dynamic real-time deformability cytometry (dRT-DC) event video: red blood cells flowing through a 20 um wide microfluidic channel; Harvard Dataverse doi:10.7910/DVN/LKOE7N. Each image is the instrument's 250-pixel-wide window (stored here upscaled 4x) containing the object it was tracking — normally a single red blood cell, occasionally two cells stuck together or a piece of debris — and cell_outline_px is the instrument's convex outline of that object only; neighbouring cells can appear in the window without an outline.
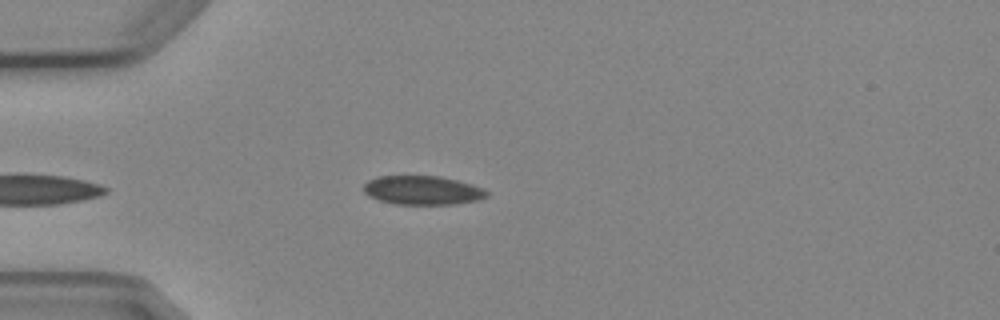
{"species": "Egyptian fruit bat (a non-hibernating species)", "species_latin": "Rousettus aegyptiacus", "temperature_condition": "cold", "stored_images_in_passage": 5, "camera_frame_rate_fps": 3000, "um_per_image_px": 0.085, "animal": {"sex": "female"}, "frame": {"image": 1, "passage_image": 5, "time_ms": 4.667, "image_size_px": [1000, 320], "cell_outline_px": [[488, 196], [476, 200], [452, 204], [396, 204], [380, 200], [368, 196], [364, 192], [364, 184], [368, 180], [376, 176], [440, 176], [472, 184], [484, 188], [488, 192]], "centroid_in_image_um": [35.9, 16.16], "position_along_channel_um": 49.1, "area_um2": 20.69}}